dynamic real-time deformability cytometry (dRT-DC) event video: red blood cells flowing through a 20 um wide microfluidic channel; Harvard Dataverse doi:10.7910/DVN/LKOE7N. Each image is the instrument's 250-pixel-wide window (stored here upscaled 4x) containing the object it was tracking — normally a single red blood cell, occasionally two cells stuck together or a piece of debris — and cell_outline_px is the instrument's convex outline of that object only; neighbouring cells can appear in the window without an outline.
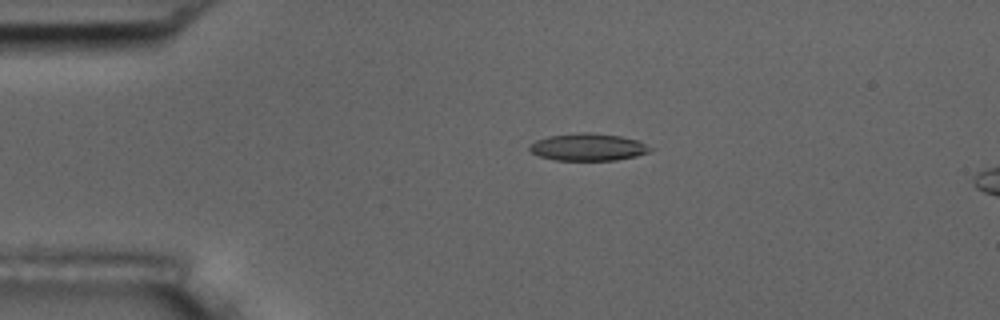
{"species": "common noctule bat (a hibernating species)", "species_latin": "Nyctalus noctula", "temperature_condition": "room temperature", "stored_images_in_passage": 3, "camera_frame_rate_fps": 3000, "um_per_image_px": 0.085, "animal": {"sex": "male", "body_mass_g": 17.5, "forearm_length_mm": 52.3}, "frame": {"image": 1, "passage_image": 1, "time_ms": 0.0, "image_size_px": [1000, 320], "cell_outline_px": [[652, 148], [648, 152], [636, 156], [616, 160], [556, 160], [540, 156], [532, 152], [528, 148], [528, 144], [536, 140], [548, 136], [576, 132], [592, 132], [620, 136], [640, 140]], "centroid_in_image_um": [49.97, 12.49], "position_along_channel_um": 35.0, "area_um2": 19.31}}